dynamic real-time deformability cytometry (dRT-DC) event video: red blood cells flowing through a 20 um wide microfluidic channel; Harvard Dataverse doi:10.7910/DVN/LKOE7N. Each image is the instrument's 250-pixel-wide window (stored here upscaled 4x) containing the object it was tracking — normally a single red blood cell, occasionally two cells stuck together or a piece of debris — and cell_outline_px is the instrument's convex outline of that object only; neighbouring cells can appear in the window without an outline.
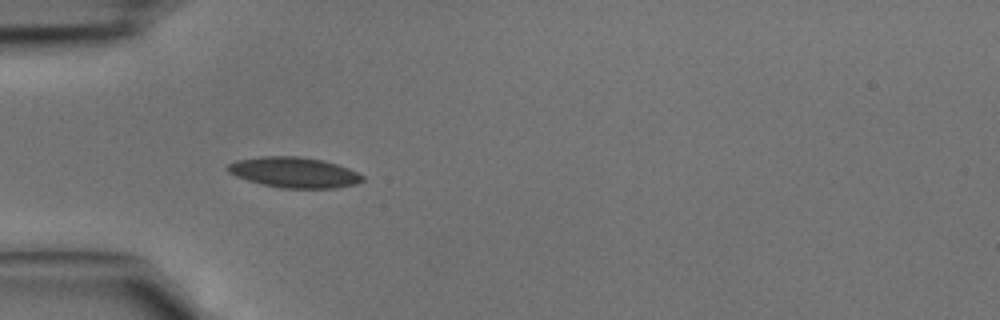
{"species": "common noctule bat (a hibernating species)", "species_latin": "Nyctalus noctula", "temperature_condition": "cold", "stored_images_in_passage": 3, "camera_frame_rate_fps": 3000, "um_per_image_px": 0.085, "animal": {"sex": "male", "body_mass_g": 15.6}, "frame": {"image": 1, "passage_image": 2, "time_ms": 0.333, "image_size_px": [1000, 320], "cell_outline_px": [[364, 180], [356, 184], [336, 188], [280, 188], [248, 180], [236, 176], [228, 172], [224, 168], [228, 164], [236, 160], [260, 156], [300, 156], [324, 160], [348, 168], [364, 176]], "centroid_in_image_um": [24.99, 14.65], "position_along_channel_um": 60.0, "area_um2": 24.04}}